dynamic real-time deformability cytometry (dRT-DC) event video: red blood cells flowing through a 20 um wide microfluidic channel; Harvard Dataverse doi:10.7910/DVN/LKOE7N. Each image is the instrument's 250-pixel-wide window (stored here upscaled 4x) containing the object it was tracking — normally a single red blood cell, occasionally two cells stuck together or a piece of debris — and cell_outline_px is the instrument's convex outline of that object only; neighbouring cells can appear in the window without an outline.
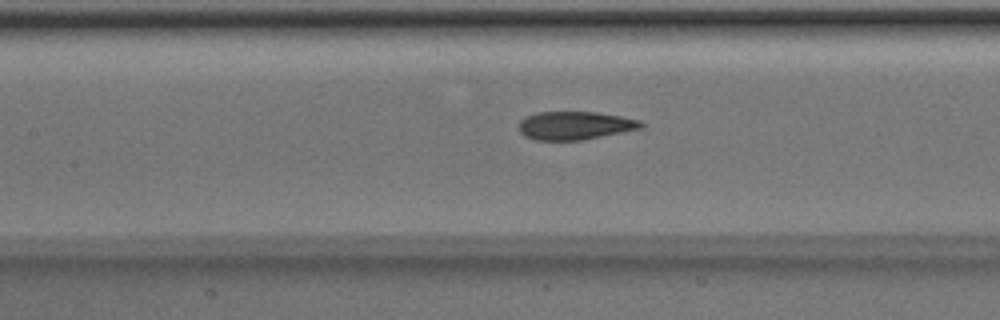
{"species": "Egyptian fruit bat (a non-hibernating species)", "species_latin": "Rousettus aegyptiacus", "temperature_condition": "room temperature", "stored_images_in_passage": 50, "camera_frame_rate_fps": 3000, "um_per_image_px": 0.085, "animal": {"sex": "male"}, "frame": {"image": 1, "passage_image": 23, "time_ms": 7.333, "image_size_px": [1000, 320], "cell_outline_px": [[644, 128], [584, 140], [532, 140], [524, 136], [520, 132], [520, 120], [524, 116], [536, 112], [596, 112], [620, 116], [640, 120], [644, 124]], "centroid_in_image_um": [48.87, 10.67], "position_along_channel_um": 158.5, "area_um2": 20.35}}
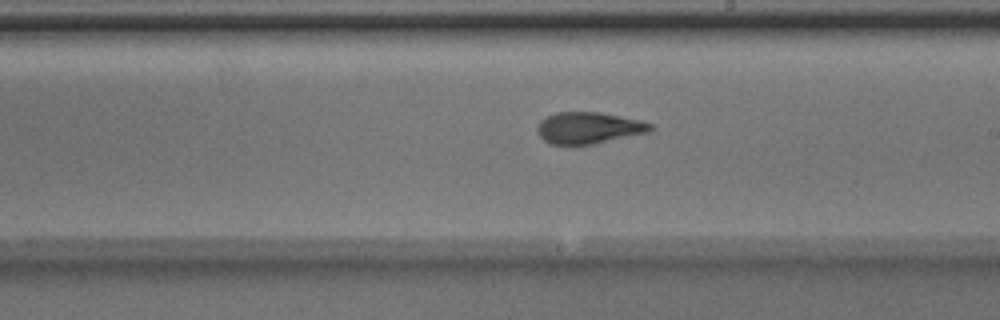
{"frame": {"image": 2, "passage_image": 29, "time_ms": 9.333, "image_size_px": [1000, 320], "cell_outline_px": [[656, 128], [652, 132], [596, 144], [572, 148], [568, 148], [548, 144], [536, 132], [536, 128], [540, 120], [556, 112], [600, 112], [640, 120], [656, 124]], "centroid_in_image_um": [50.06, 10.93], "position_along_channel_um": 238.9, "area_um2": 22.02}}
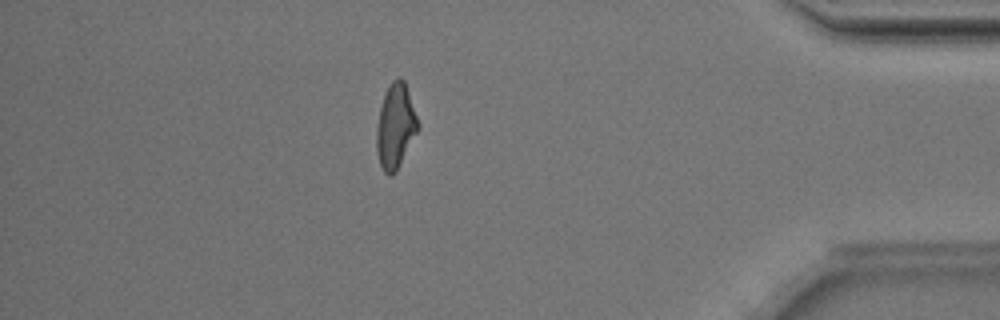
{"frame": {"image": 3, "passage_image": 44, "time_ms": 14.333, "image_size_px": [1000, 320], "cell_outline_px": [[420, 128], [396, 172], [388, 176], [384, 172], [380, 164], [376, 152], [376, 128], [380, 108], [384, 96], [392, 80], [396, 76], [400, 76], [404, 80], [420, 124]], "centroid_in_image_um": [33.63, 10.74], "position_along_channel_um": 401.6, "area_um2": 20.58}, "authors_computed_cell_mechanics": {"area_um2": 20.808, "velocity_mm_per_s": 4.0345, "shape_relaxation_time_tau1_ms": 4.2157, "shape_relaxation_time_tau2_ms": 1.2701, "deformation_change_tau1": 0.1931, "deformation_change_tau2": 0.0934}}